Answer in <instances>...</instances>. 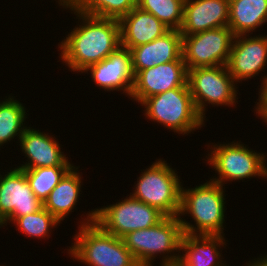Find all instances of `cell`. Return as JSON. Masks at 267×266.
Masks as SVG:
<instances>
[{
    "instance_id": "cell-1",
    "label": "cell",
    "mask_w": 267,
    "mask_h": 266,
    "mask_svg": "<svg viewBox=\"0 0 267 266\" xmlns=\"http://www.w3.org/2000/svg\"><path fill=\"white\" fill-rule=\"evenodd\" d=\"M72 13L80 24L58 43L59 59L69 71L82 74L88 66L104 60L121 45L120 23L116 19Z\"/></svg>"
},
{
    "instance_id": "cell-2",
    "label": "cell",
    "mask_w": 267,
    "mask_h": 266,
    "mask_svg": "<svg viewBox=\"0 0 267 266\" xmlns=\"http://www.w3.org/2000/svg\"><path fill=\"white\" fill-rule=\"evenodd\" d=\"M78 225V232L72 238L74 243L67 248L72 260L87 266H140L125 246L122 238L105 232L95 223V209Z\"/></svg>"
},
{
    "instance_id": "cell-3",
    "label": "cell",
    "mask_w": 267,
    "mask_h": 266,
    "mask_svg": "<svg viewBox=\"0 0 267 266\" xmlns=\"http://www.w3.org/2000/svg\"><path fill=\"white\" fill-rule=\"evenodd\" d=\"M225 187L212 180L193 188H181L179 220L183 233L190 235H224ZM192 217L193 222L181 216ZM190 214V215H189Z\"/></svg>"
},
{
    "instance_id": "cell-4",
    "label": "cell",
    "mask_w": 267,
    "mask_h": 266,
    "mask_svg": "<svg viewBox=\"0 0 267 266\" xmlns=\"http://www.w3.org/2000/svg\"><path fill=\"white\" fill-rule=\"evenodd\" d=\"M182 237L179 217L165 216L150 228L129 232L122 240L140 266H153L155 258L162 255L159 266H164L179 258Z\"/></svg>"
},
{
    "instance_id": "cell-5",
    "label": "cell",
    "mask_w": 267,
    "mask_h": 266,
    "mask_svg": "<svg viewBox=\"0 0 267 266\" xmlns=\"http://www.w3.org/2000/svg\"><path fill=\"white\" fill-rule=\"evenodd\" d=\"M140 106L145 108V119L160 123L179 135H188L201 129L205 120L196 110L189 86L170 89L145 98Z\"/></svg>"
},
{
    "instance_id": "cell-6",
    "label": "cell",
    "mask_w": 267,
    "mask_h": 266,
    "mask_svg": "<svg viewBox=\"0 0 267 266\" xmlns=\"http://www.w3.org/2000/svg\"><path fill=\"white\" fill-rule=\"evenodd\" d=\"M213 144H207L210 152L206 155L207 160L203 159L218 175L216 177L215 174V178L210 180L225 186L233 180L252 179L256 176L259 179L267 178L266 152H255L241 141Z\"/></svg>"
},
{
    "instance_id": "cell-7",
    "label": "cell",
    "mask_w": 267,
    "mask_h": 266,
    "mask_svg": "<svg viewBox=\"0 0 267 266\" xmlns=\"http://www.w3.org/2000/svg\"><path fill=\"white\" fill-rule=\"evenodd\" d=\"M162 159L144 169L135 184L132 197L156 207L165 216H178L181 207L180 176Z\"/></svg>"
},
{
    "instance_id": "cell-8",
    "label": "cell",
    "mask_w": 267,
    "mask_h": 266,
    "mask_svg": "<svg viewBox=\"0 0 267 266\" xmlns=\"http://www.w3.org/2000/svg\"><path fill=\"white\" fill-rule=\"evenodd\" d=\"M188 70L187 83L196 110L206 118V106L236 107L238 103L237 83L228 72L226 65L198 67ZM209 104V105H207Z\"/></svg>"
},
{
    "instance_id": "cell-9",
    "label": "cell",
    "mask_w": 267,
    "mask_h": 266,
    "mask_svg": "<svg viewBox=\"0 0 267 266\" xmlns=\"http://www.w3.org/2000/svg\"><path fill=\"white\" fill-rule=\"evenodd\" d=\"M128 196L114 204L95 209V223L118 238L132 231L150 228L165 217L156 207Z\"/></svg>"
},
{
    "instance_id": "cell-10",
    "label": "cell",
    "mask_w": 267,
    "mask_h": 266,
    "mask_svg": "<svg viewBox=\"0 0 267 266\" xmlns=\"http://www.w3.org/2000/svg\"><path fill=\"white\" fill-rule=\"evenodd\" d=\"M233 40L228 26L182 35V57L187 69L226 65Z\"/></svg>"
},
{
    "instance_id": "cell-11",
    "label": "cell",
    "mask_w": 267,
    "mask_h": 266,
    "mask_svg": "<svg viewBox=\"0 0 267 266\" xmlns=\"http://www.w3.org/2000/svg\"><path fill=\"white\" fill-rule=\"evenodd\" d=\"M5 173H0V228L43 208V202L32 192L22 169L13 167Z\"/></svg>"
},
{
    "instance_id": "cell-12",
    "label": "cell",
    "mask_w": 267,
    "mask_h": 266,
    "mask_svg": "<svg viewBox=\"0 0 267 266\" xmlns=\"http://www.w3.org/2000/svg\"><path fill=\"white\" fill-rule=\"evenodd\" d=\"M267 35L234 36L226 67L235 82L259 76L267 68Z\"/></svg>"
},
{
    "instance_id": "cell-13",
    "label": "cell",
    "mask_w": 267,
    "mask_h": 266,
    "mask_svg": "<svg viewBox=\"0 0 267 266\" xmlns=\"http://www.w3.org/2000/svg\"><path fill=\"white\" fill-rule=\"evenodd\" d=\"M91 74L97 87L104 91H122L130 99L135 73L129 48L119 46L104 60L88 66L82 73Z\"/></svg>"
},
{
    "instance_id": "cell-14",
    "label": "cell",
    "mask_w": 267,
    "mask_h": 266,
    "mask_svg": "<svg viewBox=\"0 0 267 266\" xmlns=\"http://www.w3.org/2000/svg\"><path fill=\"white\" fill-rule=\"evenodd\" d=\"M188 70L183 57L176 61L158 64L143 69L135 75L131 100L141 103L145 98L166 92L173 88L188 86Z\"/></svg>"
},
{
    "instance_id": "cell-15",
    "label": "cell",
    "mask_w": 267,
    "mask_h": 266,
    "mask_svg": "<svg viewBox=\"0 0 267 266\" xmlns=\"http://www.w3.org/2000/svg\"><path fill=\"white\" fill-rule=\"evenodd\" d=\"M54 135L27 127L19 139L20 150L27 157V162L17 166L19 169L39 167L74 166L61 150V145Z\"/></svg>"
},
{
    "instance_id": "cell-16",
    "label": "cell",
    "mask_w": 267,
    "mask_h": 266,
    "mask_svg": "<svg viewBox=\"0 0 267 266\" xmlns=\"http://www.w3.org/2000/svg\"><path fill=\"white\" fill-rule=\"evenodd\" d=\"M229 0H185L182 35H192L208 29L228 26Z\"/></svg>"
},
{
    "instance_id": "cell-17",
    "label": "cell",
    "mask_w": 267,
    "mask_h": 266,
    "mask_svg": "<svg viewBox=\"0 0 267 266\" xmlns=\"http://www.w3.org/2000/svg\"><path fill=\"white\" fill-rule=\"evenodd\" d=\"M135 75L158 64L176 61L182 56V34L170 29L161 37L130 49Z\"/></svg>"
},
{
    "instance_id": "cell-18",
    "label": "cell",
    "mask_w": 267,
    "mask_h": 266,
    "mask_svg": "<svg viewBox=\"0 0 267 266\" xmlns=\"http://www.w3.org/2000/svg\"><path fill=\"white\" fill-rule=\"evenodd\" d=\"M119 23L121 46L129 49L147 44L170 30L157 17L137 6L122 17Z\"/></svg>"
},
{
    "instance_id": "cell-19",
    "label": "cell",
    "mask_w": 267,
    "mask_h": 266,
    "mask_svg": "<svg viewBox=\"0 0 267 266\" xmlns=\"http://www.w3.org/2000/svg\"><path fill=\"white\" fill-rule=\"evenodd\" d=\"M224 236L183 233L179 258L189 266H229L222 260V247L227 246Z\"/></svg>"
},
{
    "instance_id": "cell-20",
    "label": "cell",
    "mask_w": 267,
    "mask_h": 266,
    "mask_svg": "<svg viewBox=\"0 0 267 266\" xmlns=\"http://www.w3.org/2000/svg\"><path fill=\"white\" fill-rule=\"evenodd\" d=\"M78 166H73L50 192L43 207L60 223L74 211L82 193V174ZM82 182V183H81Z\"/></svg>"
},
{
    "instance_id": "cell-21",
    "label": "cell",
    "mask_w": 267,
    "mask_h": 266,
    "mask_svg": "<svg viewBox=\"0 0 267 266\" xmlns=\"http://www.w3.org/2000/svg\"><path fill=\"white\" fill-rule=\"evenodd\" d=\"M228 27L234 36L253 35L267 23V0H229Z\"/></svg>"
},
{
    "instance_id": "cell-22",
    "label": "cell",
    "mask_w": 267,
    "mask_h": 266,
    "mask_svg": "<svg viewBox=\"0 0 267 266\" xmlns=\"http://www.w3.org/2000/svg\"><path fill=\"white\" fill-rule=\"evenodd\" d=\"M0 101V148L17 137L18 141L27 128L26 108L15 96L8 95Z\"/></svg>"
},
{
    "instance_id": "cell-23",
    "label": "cell",
    "mask_w": 267,
    "mask_h": 266,
    "mask_svg": "<svg viewBox=\"0 0 267 266\" xmlns=\"http://www.w3.org/2000/svg\"><path fill=\"white\" fill-rule=\"evenodd\" d=\"M136 6L134 0H67L65 9L120 20Z\"/></svg>"
},
{
    "instance_id": "cell-24",
    "label": "cell",
    "mask_w": 267,
    "mask_h": 266,
    "mask_svg": "<svg viewBox=\"0 0 267 266\" xmlns=\"http://www.w3.org/2000/svg\"><path fill=\"white\" fill-rule=\"evenodd\" d=\"M73 166L22 169L35 196L42 202Z\"/></svg>"
},
{
    "instance_id": "cell-25",
    "label": "cell",
    "mask_w": 267,
    "mask_h": 266,
    "mask_svg": "<svg viewBox=\"0 0 267 266\" xmlns=\"http://www.w3.org/2000/svg\"><path fill=\"white\" fill-rule=\"evenodd\" d=\"M185 0H139L137 7L151 13L169 29L180 30Z\"/></svg>"
},
{
    "instance_id": "cell-26",
    "label": "cell",
    "mask_w": 267,
    "mask_h": 266,
    "mask_svg": "<svg viewBox=\"0 0 267 266\" xmlns=\"http://www.w3.org/2000/svg\"><path fill=\"white\" fill-rule=\"evenodd\" d=\"M12 224L27 237L45 239L49 238L52 229L61 223L43 207L35 213L18 217Z\"/></svg>"
},
{
    "instance_id": "cell-27",
    "label": "cell",
    "mask_w": 267,
    "mask_h": 266,
    "mask_svg": "<svg viewBox=\"0 0 267 266\" xmlns=\"http://www.w3.org/2000/svg\"><path fill=\"white\" fill-rule=\"evenodd\" d=\"M262 81L261 86L259 89V96H258V102L256 103L255 109L253 111L256 112V116L261 118L263 120L262 122H265L267 125V74L263 77L261 76Z\"/></svg>"
},
{
    "instance_id": "cell-28",
    "label": "cell",
    "mask_w": 267,
    "mask_h": 266,
    "mask_svg": "<svg viewBox=\"0 0 267 266\" xmlns=\"http://www.w3.org/2000/svg\"><path fill=\"white\" fill-rule=\"evenodd\" d=\"M245 266H267V254L262 255L261 257H257L250 260Z\"/></svg>"
},
{
    "instance_id": "cell-29",
    "label": "cell",
    "mask_w": 267,
    "mask_h": 266,
    "mask_svg": "<svg viewBox=\"0 0 267 266\" xmlns=\"http://www.w3.org/2000/svg\"><path fill=\"white\" fill-rule=\"evenodd\" d=\"M164 266H189L180 258L174 259L172 262L166 263Z\"/></svg>"
},
{
    "instance_id": "cell-30",
    "label": "cell",
    "mask_w": 267,
    "mask_h": 266,
    "mask_svg": "<svg viewBox=\"0 0 267 266\" xmlns=\"http://www.w3.org/2000/svg\"><path fill=\"white\" fill-rule=\"evenodd\" d=\"M56 2H58L59 7L62 6L63 9L67 7V0H58Z\"/></svg>"
}]
</instances>
